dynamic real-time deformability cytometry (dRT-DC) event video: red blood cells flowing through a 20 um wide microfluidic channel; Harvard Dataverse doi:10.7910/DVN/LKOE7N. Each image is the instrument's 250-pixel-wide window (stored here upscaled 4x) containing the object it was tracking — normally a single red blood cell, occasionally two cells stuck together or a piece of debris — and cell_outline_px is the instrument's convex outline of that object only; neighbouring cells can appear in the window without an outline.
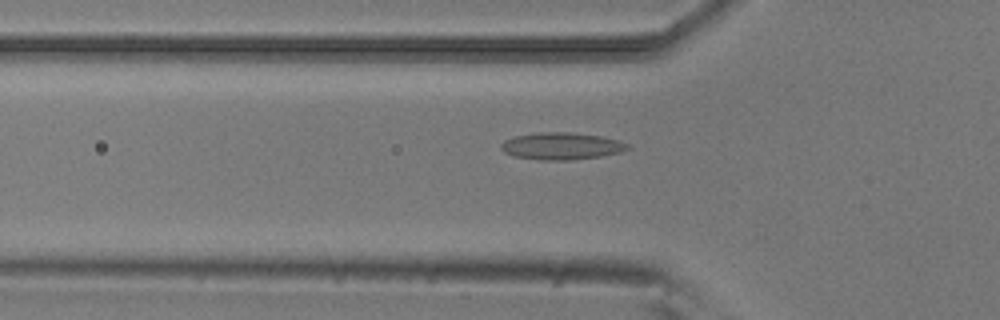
{"species": "common noctule bat (a hibernating species)", "species_latin": "Nyctalus noctula", "temperature_condition": "room temperature", "stored_images_in_passage": 52, "camera_frame_rate_fps": 3000, "um_per_image_px": 0.085, "animal": {"sex": "male", "body_mass_g": 20.5, "forearm_length_mm": 52.5}, "frame": {"image": 1, "passage_image": 17, "time_ms": 5.333, "image_size_px": [1000, 320], "cell_outline_px": [[632, 148], [620, 152], [600, 156], [568, 160], [540, 160], [512, 156], [504, 152], [500, 148], [500, 144], [504, 140], [512, 136], [540, 132], [572, 132], [600, 136], [616, 140], [628, 144]], "centroid_in_image_um": [47.67, 12.41], "position_along_channel_um": 78.1, "area_um2": 20.06}}
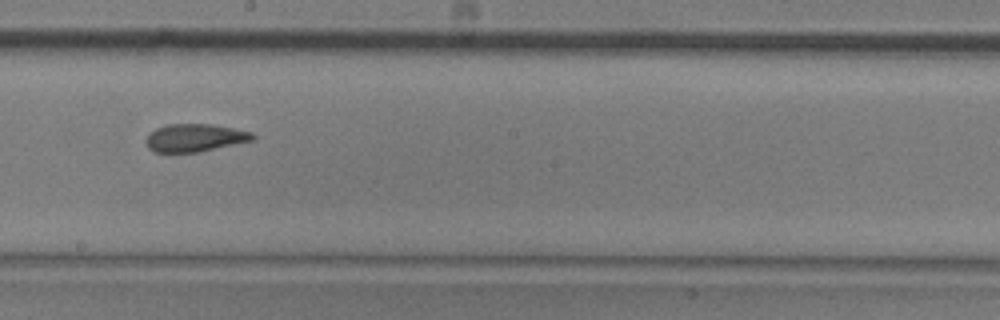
{"frame": {"image": 2, "passage_image": 29, "time_ms": 9.333, "image_size_px": [1000, 320], "cell_outline_px": [[256, 140], [196, 152], [152, 152], [148, 148], [144, 140], [148, 132], [164, 124], [212, 124], [252, 132], [256, 136]], "centroid_in_image_um": [16.52, 11.7], "position_along_channel_um": 231.7, "area_um2": 17.51}}
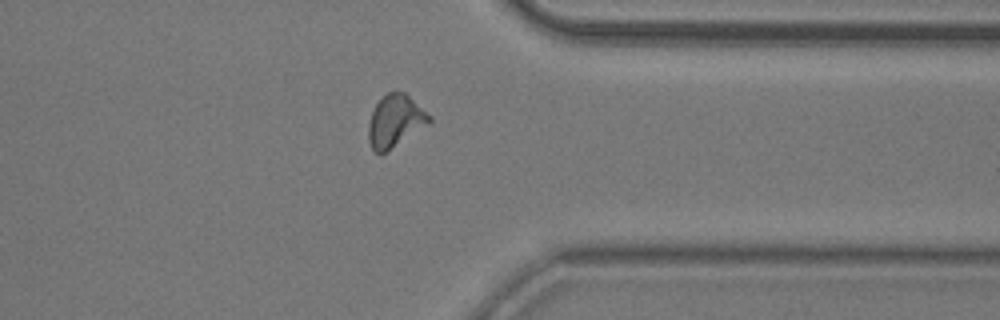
{"frame": {"image": 3, "passage_image": 41, "time_ms": 13.333, "image_size_px": [1000, 320], "cell_outline_px": [[432, 120], [428, 124], [380, 156], [372, 148], [368, 140], [368, 124], [372, 112], [376, 104], [388, 92], [396, 88], [404, 92], [432, 116]], "centroid_in_image_um": [33.59, 10.27], "position_along_channel_um": 377.8, "area_um2": 18.55}, "authors_computed_cell_mechanics": {"area_um2": 17.9469, "velocity_mm_per_s": 3.8179, "shape_relaxation_time_tau1_ms": 6.9107, "shape_relaxation_time_tau2_ms": 2.067, "deformation_change_tau1": 0.1706, "deformation_change_tau2": 0.089}}